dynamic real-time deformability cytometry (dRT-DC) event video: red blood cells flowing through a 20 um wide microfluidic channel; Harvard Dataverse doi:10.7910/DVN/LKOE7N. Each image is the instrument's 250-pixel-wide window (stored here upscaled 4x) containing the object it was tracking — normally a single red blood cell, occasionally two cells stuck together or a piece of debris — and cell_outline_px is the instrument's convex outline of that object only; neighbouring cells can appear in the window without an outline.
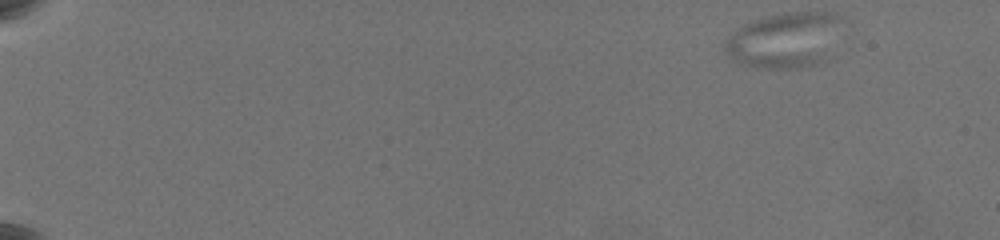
{"species": "common noctule bat (a hibernating species)", "species_latin": "Nyctalus noctula", "temperature_condition": "warm", "stored_images_in_passage": 55, "camera_frame_rate_fps": 3000, "um_per_image_px": 0.085, "animal": {"sex": "female", "body_mass_g": 19.5, "forearm_length_mm": 54.1}, "frame": {"image": 1, "passage_image": 1, "time_ms": 0.0, "image_size_px": [1000, 240], "cell_outline_px": [[836, 16], [820, 60], [816, 64], [800, 68], [756, 68], [744, 64], [736, 60], [724, 52], [724, 44], [744, 24], [756, 20], [784, 12], [824, 12]], "centroid_in_image_um": [66.46, 3.44], "position_along_channel_um": 18.5, "area_um2": 34.85}}
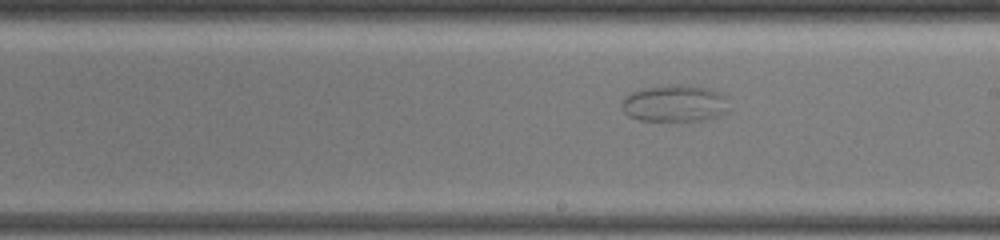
{"frame": {"image": 2, "passage_image": 33, "time_ms": 10.667, "image_size_px": [1000, 240], "cell_outline_px": [[732, 108], [728, 112], [716, 116], [700, 120], [640, 120], [628, 116], [624, 112], [620, 104], [624, 96], [632, 92], [644, 88], [668, 84], [680, 84], [708, 88], [728, 96]], "centroid_in_image_um": [57.39, 8.77], "position_along_channel_um": 231.6, "area_um2": 23.41}}
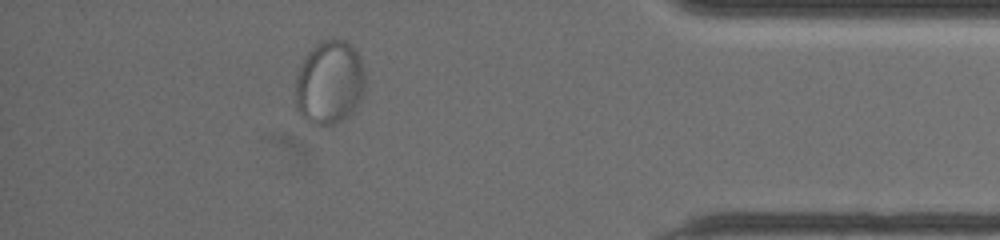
{"frame": {"image": 3, "passage_image": 50, "time_ms": 16.333, "image_size_px": [1000, 240], "cell_outline_px": [[364, 88], [360, 100], [352, 112], [344, 120], [336, 124], [308, 124], [300, 116], [296, 108], [296, 76], [308, 52], [320, 40], [328, 36], [344, 40], [352, 44], [360, 60], [364, 72]], "centroid_in_image_um": [27.99, 7.01], "position_along_channel_um": 407.2, "area_um2": 34.39}}